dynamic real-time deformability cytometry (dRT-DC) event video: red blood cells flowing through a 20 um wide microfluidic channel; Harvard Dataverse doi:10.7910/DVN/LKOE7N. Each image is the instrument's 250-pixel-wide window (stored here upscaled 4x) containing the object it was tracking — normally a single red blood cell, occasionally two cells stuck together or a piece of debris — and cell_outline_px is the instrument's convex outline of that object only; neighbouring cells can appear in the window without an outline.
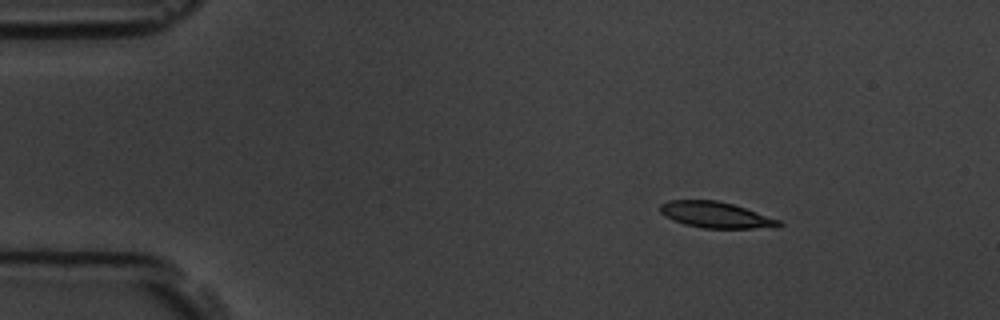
{"species": "common noctule bat (a hibernating species)", "species_latin": "Nyctalus noctula", "temperature_condition": "room temperature", "stored_images_in_passage": 6, "camera_frame_rate_fps": 3000, "um_per_image_px": 0.085, "animal": {"sex": "male", "body_mass_g": 19.5, "forearm_length_mm": 54.6}, "frame": {"image": 1, "passage_image": 2, "time_ms": 1.333, "image_size_px": [1000, 320], "cell_outline_px": [[784, 224], [776, 228], [704, 228], [684, 224], [660, 212], [660, 204], [668, 200], [716, 200], [732, 204], [780, 220]], "centroid_in_image_um": [60.88, 18.27], "position_along_channel_um": 24.1, "area_um2": 17.8}}
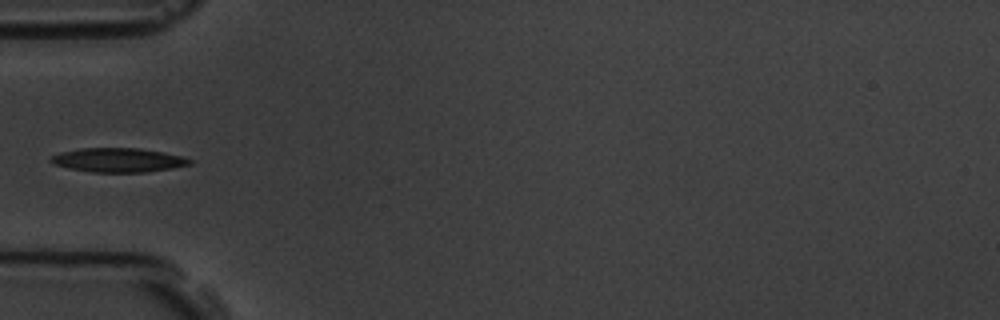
{"frame": {"image": 2, "passage_image": 5, "time_ms": 4.667, "image_size_px": [1000, 320], "cell_outline_px": [[196, 160], [192, 164], [172, 168], [148, 172], [92, 172], [68, 168], [56, 164], [48, 160], [52, 156], [60, 152], [80, 148], [140, 148], [180, 156]], "centroid_in_image_um": [10.07, 13.61], "position_along_channel_um": 74.9, "area_um2": 19.48}}
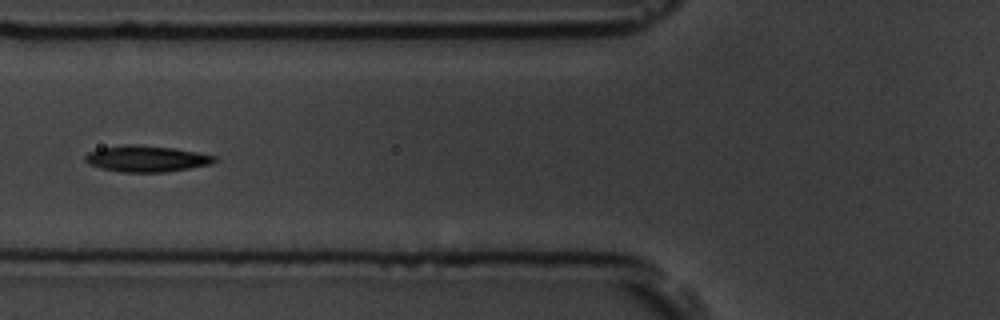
{"frame": {"image": 3, "passage_image": 6, "time_ms": 5.667, "image_size_px": [1000, 320], "cell_outline_px": [[216, 160], [212, 164], [164, 172], [120, 172], [100, 168], [88, 164], [84, 160], [84, 156], [88, 152], [100, 148], [124, 144], [136, 144], [176, 148], [216, 156]], "centroid_in_image_um": [12.41, 13.48], "position_along_channel_um": 113.4, "area_um2": 19.88}}